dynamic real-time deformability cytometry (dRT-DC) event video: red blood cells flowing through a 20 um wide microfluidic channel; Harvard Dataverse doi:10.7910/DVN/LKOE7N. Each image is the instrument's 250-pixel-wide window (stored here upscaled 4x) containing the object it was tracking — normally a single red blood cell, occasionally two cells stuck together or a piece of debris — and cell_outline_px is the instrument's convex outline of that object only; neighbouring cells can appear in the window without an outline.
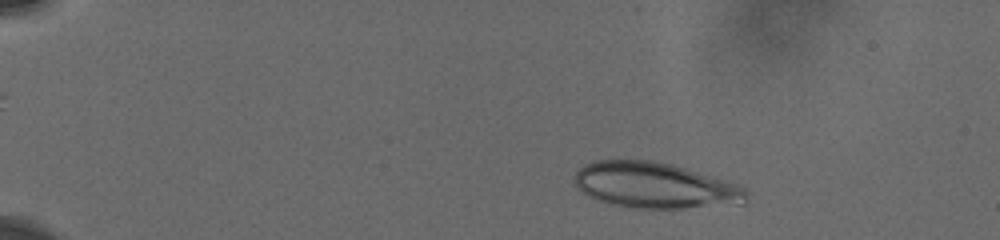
{"species": "human", "species_latin": "Homo sapiens", "temperature_condition": "cold", "stored_images_in_passage": 53, "camera_frame_rate_fps": 3000, "um_per_image_px": 0.085, "donor": {"sex": "male"}, "frame": {"image": 1, "passage_image": 2, "time_ms": 0.667, "image_size_px": [1000, 240], "cell_outline_px": [[748, 192], [744, 204], [680, 208], [636, 208], [608, 204], [596, 200], [588, 196], [576, 184], [576, 172], [584, 164], [596, 160], [652, 160], [672, 164], [736, 184], [748, 188]], "centroid_in_image_um": [55.68, 15.76], "position_along_channel_um": 29.3, "area_um2": 45.72}}
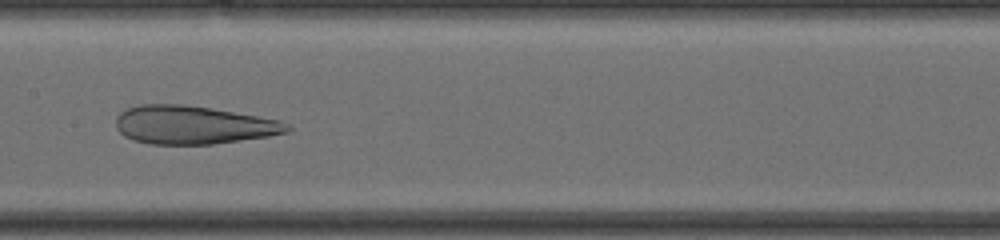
{"frame": {"image": 2, "passage_image": 22, "time_ms": 7.667, "image_size_px": [1000, 240], "cell_outline_px": [[292, 128], [288, 132], [268, 136], [212, 144], [148, 144], [132, 140], [124, 136], [116, 128], [116, 116], [120, 112], [128, 108], [140, 104], [184, 104], [212, 108], [280, 120], [288, 124]], "centroid_in_image_um": [16.39, 10.62], "position_along_channel_um": 191.0, "area_um2": 38.32}}
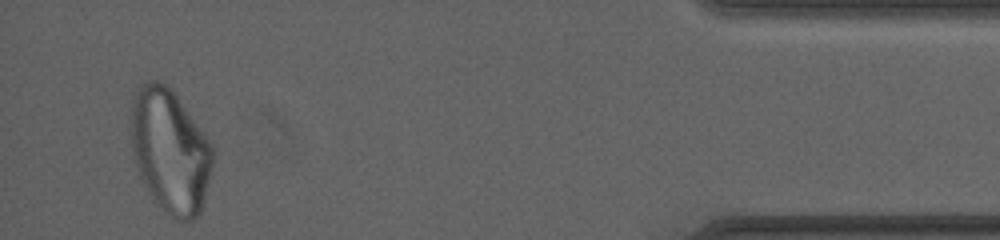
{"frame": {"image": 3, "passage_image": 50, "time_ms": 15.333, "image_size_px": [1000, 240], "cell_outline_px": [[216, 156], [204, 204], [200, 216], [192, 220], [176, 220], [160, 208], [156, 204], [140, 176], [132, 156], [132, 96], [140, 84], [152, 80], [156, 80], [168, 84], [172, 88], [208, 136], [216, 152]], "centroid_in_image_um": [14.51, 12.83], "position_along_channel_um": 420.7, "area_um2": 60.29}, "authors_computed_cell_mechanics": {"area_um2": 45.7198, "velocity_mm_per_s": 3.7394, "shape_relaxation_time_tau1_ms": null, "shape_relaxation_time_tau2_ms": 1.7117, "deformation_change_tau1": null, "deformation_change_tau2": 0.1051}}